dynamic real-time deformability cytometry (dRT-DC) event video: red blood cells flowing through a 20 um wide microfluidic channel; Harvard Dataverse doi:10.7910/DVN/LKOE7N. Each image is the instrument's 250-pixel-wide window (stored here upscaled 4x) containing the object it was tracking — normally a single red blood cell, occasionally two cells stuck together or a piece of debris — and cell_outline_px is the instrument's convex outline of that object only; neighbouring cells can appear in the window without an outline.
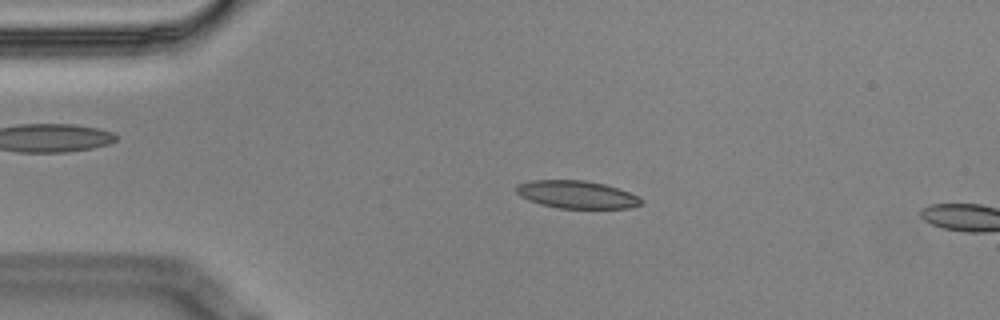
{"species": "Egyptian fruit bat (a non-hibernating species)", "species_latin": "Rousettus aegyptiacus", "temperature_condition": "cold", "stored_images_in_passage": 4, "camera_frame_rate_fps": 3000, "um_per_image_px": 0.085, "animal": {"sex": "male"}, "frame": {"image": 1, "passage_image": 3, "time_ms": 0.667, "image_size_px": [1000, 320], "cell_outline_px": [[640, 204], [632, 208], [556, 208], [540, 204], [528, 200], [520, 196], [516, 192], [516, 184], [532, 180], [584, 180], [604, 184], [628, 192], [636, 196], [640, 200]], "centroid_in_image_um": [48.95, 16.53], "position_along_channel_um": 36.1, "area_um2": 20.0}}